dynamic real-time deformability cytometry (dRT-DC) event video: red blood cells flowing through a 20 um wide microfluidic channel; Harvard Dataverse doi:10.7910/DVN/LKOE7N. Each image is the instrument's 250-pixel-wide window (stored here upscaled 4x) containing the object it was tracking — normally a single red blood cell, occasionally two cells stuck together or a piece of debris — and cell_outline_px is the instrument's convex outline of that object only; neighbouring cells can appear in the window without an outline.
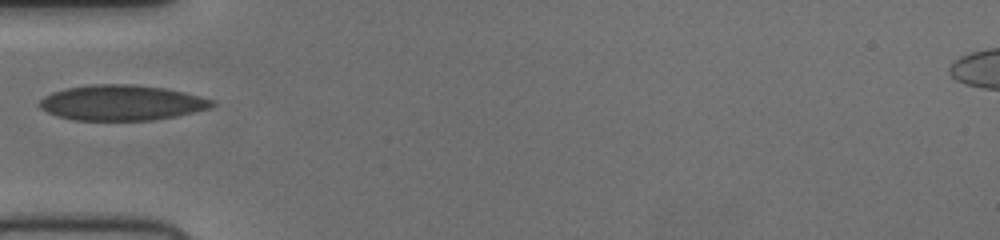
{"species": "human", "species_latin": "Homo sapiens", "temperature_condition": "cold", "stored_images_in_passage": 36, "camera_frame_rate_fps": 3000, "um_per_image_px": 0.085, "donor": {"sex": "female"}, "frame": {"image": 1, "passage_image": 1, "time_ms": 0.0, "image_size_px": [1000, 240], "cell_outline_px": [[216, 104], [208, 108], [176, 116], [152, 120], [72, 120], [56, 116], [40, 108], [36, 104], [44, 96], [52, 92], [64, 88], [92, 84], [132, 84], [164, 88], [184, 92], [212, 100]], "centroid_in_image_um": [10.27, 8.73], "position_along_channel_um": 74.7, "area_um2": 35.55}}
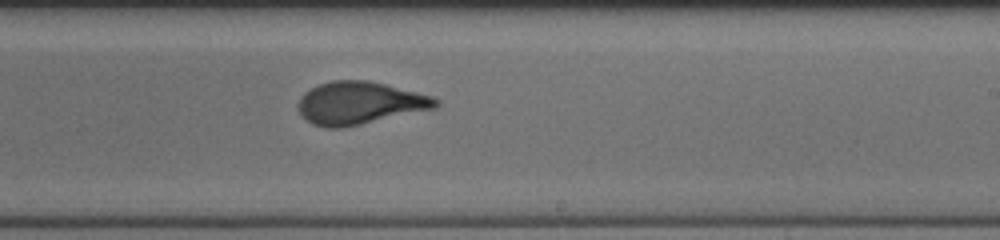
{"frame": {"image": 2, "passage_image": 15, "time_ms": 4.667, "image_size_px": [1000, 240], "cell_outline_px": [[440, 104], [436, 108], [360, 124], [340, 128], [324, 128], [312, 124], [304, 120], [300, 116], [296, 104], [300, 96], [304, 92], [320, 84], [332, 80], [368, 80], [432, 96], [440, 100]], "centroid_in_image_um": [30.51, 8.77], "position_along_channel_um": 258.5, "area_um2": 34.28}}
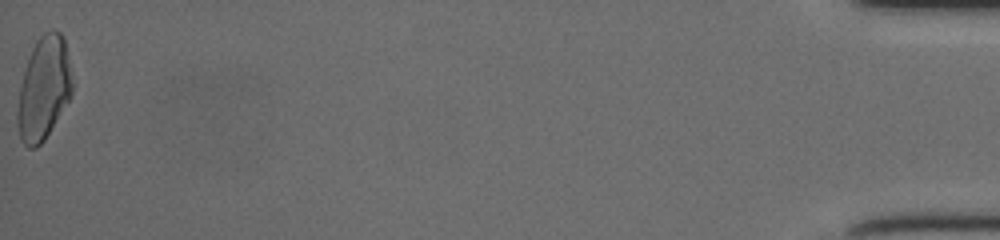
{"frame": {"image": 3, "passage_image": 36, "time_ms": 11.667, "image_size_px": [1000, 240], "cell_outline_px": [[72, 92], [68, 100], [44, 140], [36, 148], [28, 148], [20, 140], [16, 124], [16, 112], [20, 88], [24, 72], [32, 48], [36, 40], [44, 32], [52, 28], [60, 32], [64, 36], [72, 84]], "centroid_in_image_um": [3.69, 7.52], "position_along_channel_um": 431.5, "area_um2": 32.66}}